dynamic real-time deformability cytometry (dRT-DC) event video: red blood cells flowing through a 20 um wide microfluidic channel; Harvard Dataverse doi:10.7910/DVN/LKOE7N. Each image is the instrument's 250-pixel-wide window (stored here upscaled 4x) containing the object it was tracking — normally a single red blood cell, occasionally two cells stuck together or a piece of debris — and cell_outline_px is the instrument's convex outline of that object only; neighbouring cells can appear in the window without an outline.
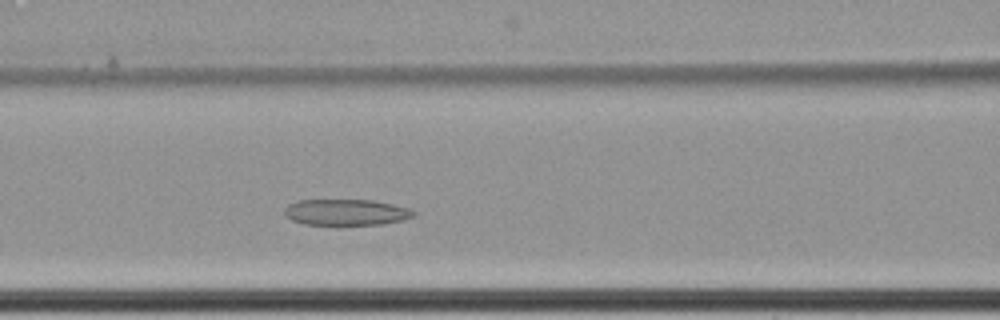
{"species": "common noctule bat (a hibernating species)", "species_latin": "Nyctalus noctula", "temperature_condition": "cold", "stored_images_in_passage": 51, "camera_frame_rate_fps": 3000, "um_per_image_px": 0.085, "animal": {"sex": "female", "body_mass_g": 22.7, "forearm_length_mm": 54.2}, "frame": {"image": 1, "passage_image": 17, "time_ms": 5.333, "image_size_px": [1000, 320], "cell_outline_px": [[416, 216], [404, 220], [384, 224], [304, 224], [292, 220], [284, 216], [284, 208], [288, 204], [296, 200], [372, 200], [392, 204], [408, 208], [416, 212]], "centroid_in_image_um": [29.41, 18.03], "position_along_channel_um": 137.2, "area_um2": 19.71}}
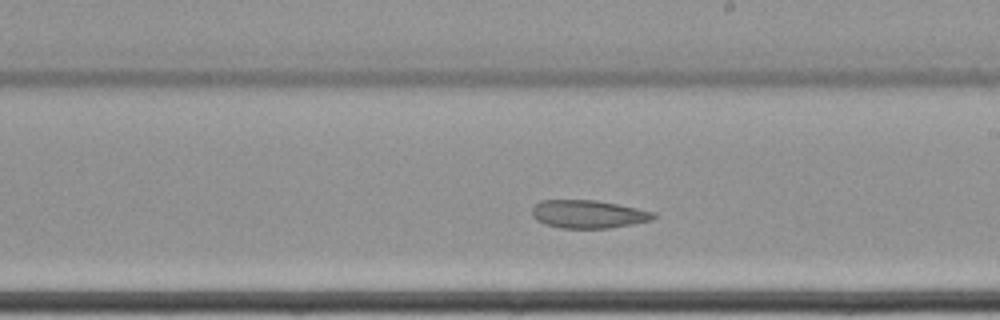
{"frame": {"image": 2, "passage_image": 26, "time_ms": 8.333, "image_size_px": [1000, 320], "cell_outline_px": [[656, 216], [652, 220], [608, 228], [560, 228], [544, 224], [536, 220], [532, 216], [532, 208], [540, 200], [596, 200], [636, 208], [652, 212]], "centroid_in_image_um": [49.94, 18.2], "position_along_channel_um": 239.1, "area_um2": 19.71}}
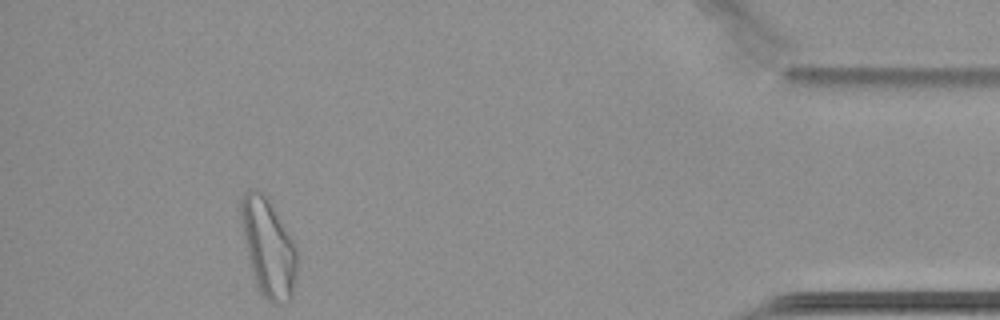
{"frame": {"image": 3, "passage_image": 46, "time_ms": 15.0, "image_size_px": [1000, 320], "cell_outline_px": [[296, 276], [292, 296], [288, 300], [280, 304], [272, 304], [260, 292], [256, 284], [244, 244], [240, 216], [240, 200], [244, 192], [248, 188], [252, 188], [264, 192], [296, 244]], "centroid_in_image_um": [22.79, 21.0], "position_along_channel_um": 412.4, "area_um2": 32.14}, "authors_computed_cell_mechanics": {"area_um2": 23.6402, "velocity_mm_per_s": 3.3984, "shape_relaxation_time_tau1_ms": null, "shape_relaxation_time_tau2_ms": 11.3447, "deformation_change_tau1": null, "deformation_change_tau2": 0.1719}}